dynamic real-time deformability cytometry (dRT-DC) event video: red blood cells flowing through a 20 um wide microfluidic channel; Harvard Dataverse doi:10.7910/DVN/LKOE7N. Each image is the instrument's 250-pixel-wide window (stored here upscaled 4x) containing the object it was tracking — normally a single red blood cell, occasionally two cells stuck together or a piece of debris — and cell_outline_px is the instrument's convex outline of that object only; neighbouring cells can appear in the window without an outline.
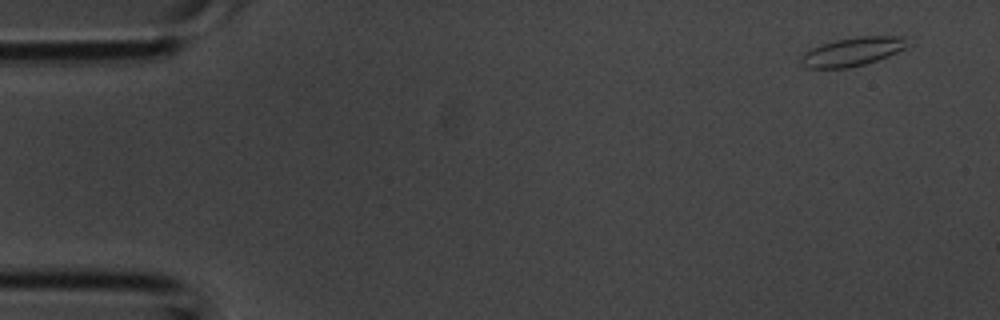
{"species": "common noctule bat (a hibernating species)", "species_latin": "Nyctalus noctula", "temperature_condition": "room temperature", "stored_images_in_passage": 4, "camera_frame_rate_fps": 3000, "um_per_image_px": 0.085, "animal": {"sex": "male", "body_mass_g": 20.1, "forearm_length_mm": 53.5}, "frame": {"image": 1, "passage_image": 1, "time_ms": 0.0, "image_size_px": [1000, 320], "cell_outline_px": [[904, 48], [888, 56], [864, 64], [848, 68], [808, 68], [800, 60], [808, 52], [824, 44], [840, 40], [860, 36], [904, 36]], "centroid_in_image_um": [72.49, 4.4], "position_along_channel_um": 12.5, "area_um2": 16.82}}